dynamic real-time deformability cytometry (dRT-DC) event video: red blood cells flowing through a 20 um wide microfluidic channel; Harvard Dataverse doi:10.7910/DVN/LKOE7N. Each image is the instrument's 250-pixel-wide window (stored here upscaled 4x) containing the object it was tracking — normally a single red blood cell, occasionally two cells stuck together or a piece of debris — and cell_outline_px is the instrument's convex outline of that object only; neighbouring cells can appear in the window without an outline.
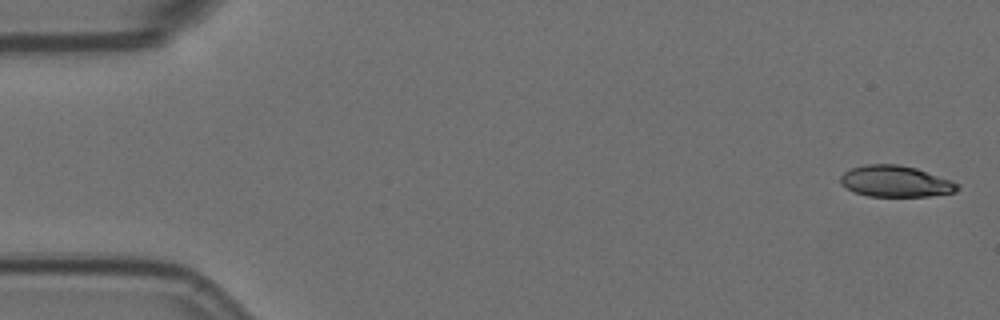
{"species": "Egyptian fruit bat (a non-hibernating species)", "species_latin": "Rousettus aegyptiacus", "temperature_condition": "room temperature", "stored_images_in_passage": 5, "camera_frame_rate_fps": 3000, "um_per_image_px": 0.085, "animal": {"sex": "female"}, "frame": {"image": 1, "passage_image": 1, "time_ms": 0.0, "image_size_px": [1000, 320], "cell_outline_px": [[960, 188], [956, 192], [928, 196], [868, 196], [856, 192], [840, 184], [840, 176], [844, 172], [852, 168], [864, 164], [900, 164], [916, 168], [952, 180], [960, 184]], "centroid_in_image_um": [76.15, 15.4], "position_along_channel_um": 8.9, "area_um2": 21.39}}